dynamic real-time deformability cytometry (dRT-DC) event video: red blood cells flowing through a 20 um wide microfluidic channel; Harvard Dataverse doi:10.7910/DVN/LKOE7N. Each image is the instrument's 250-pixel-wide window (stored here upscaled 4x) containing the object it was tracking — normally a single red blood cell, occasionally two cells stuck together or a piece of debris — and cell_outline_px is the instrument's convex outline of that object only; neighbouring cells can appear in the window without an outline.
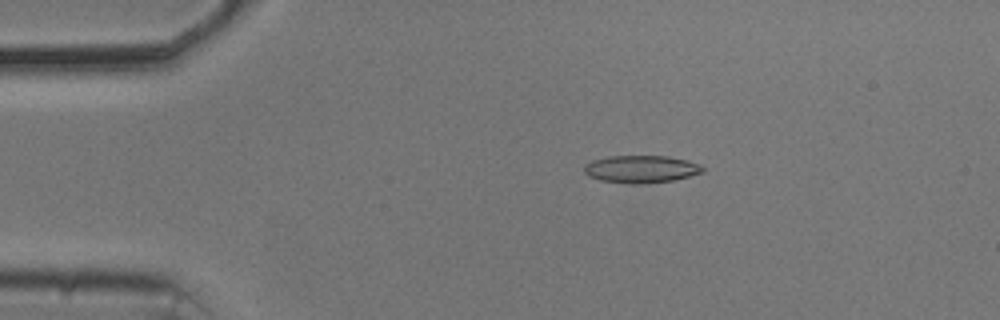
{"species": "common noctule bat (a hibernating species)", "species_latin": "Nyctalus noctula", "temperature_condition": "cold", "stored_images_in_passage": 52, "camera_frame_rate_fps": 3000, "um_per_image_px": 0.085, "animal": {"sex": "male", "body_mass_g": 20.5, "forearm_length_mm": 52.5}, "frame": {"image": 1, "passage_image": 8, "time_ms": 2.333, "image_size_px": [1000, 320], "cell_outline_px": [[704, 172], [672, 180], [640, 184], [632, 184], [600, 180], [588, 176], [584, 172], [584, 164], [592, 160], [608, 156], [668, 156], [688, 160], [700, 164], [704, 168]], "centroid_in_image_um": [54.47, 14.36], "position_along_channel_um": 30.5, "area_um2": 19.02}}
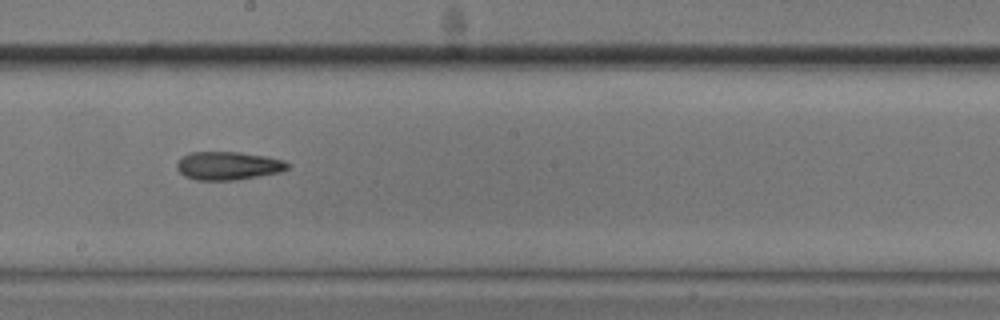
{"frame": {"image": 2, "passage_image": 28, "time_ms": 9.0, "image_size_px": [1000, 320], "cell_outline_px": [[292, 164], [288, 168], [280, 172], [236, 180], [196, 180], [184, 176], [176, 168], [176, 164], [188, 152], [240, 152], [264, 156], [284, 160]], "centroid_in_image_um": [19.4, 14.09], "position_along_channel_um": 228.8, "area_um2": 18.26}}
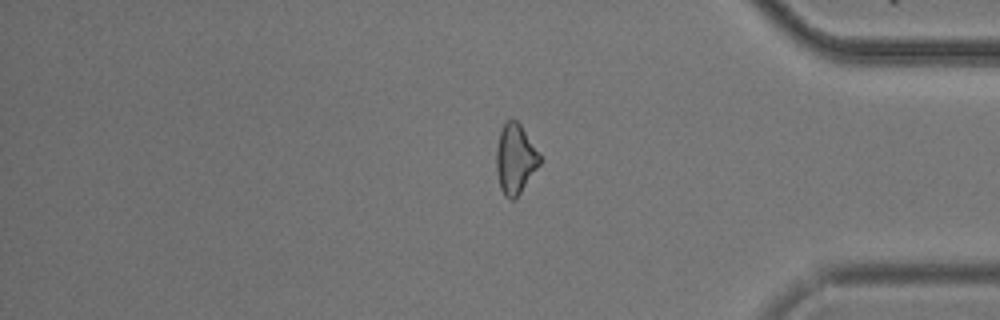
{"frame": {"image": 3, "passage_image": 43, "time_ms": 14.0, "image_size_px": [1000, 320], "cell_outline_px": [[540, 164], [516, 200], [512, 200], [504, 196], [500, 188], [496, 172], [496, 148], [500, 132], [504, 120], [516, 120], [520, 124], [540, 156]], "centroid_in_image_um": [43.77, 13.55], "position_along_channel_um": 391.4, "area_um2": 17.69}, "authors_computed_cell_mechanics": {"area_um2": 18.4382, "velocity_mm_per_s": 3.7035, "shape_relaxation_time_tau1_ms": 10.5548, "shape_relaxation_time_tau2_ms": 3.9791, "deformation_change_tau1": 0.2299, "deformation_change_tau2": 0.1282}}